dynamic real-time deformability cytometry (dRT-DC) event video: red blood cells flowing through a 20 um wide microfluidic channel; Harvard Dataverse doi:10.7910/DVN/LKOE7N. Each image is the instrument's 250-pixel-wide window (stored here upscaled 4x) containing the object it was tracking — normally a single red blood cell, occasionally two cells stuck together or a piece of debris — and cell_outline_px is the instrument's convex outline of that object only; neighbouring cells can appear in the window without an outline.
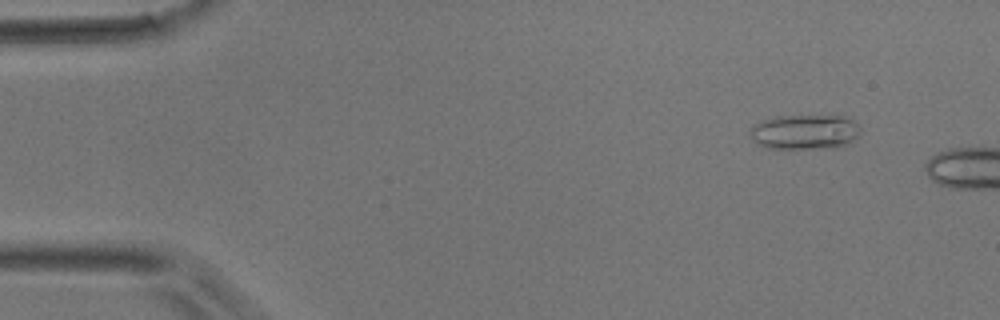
{"species": "common noctule bat (a hibernating species)", "species_latin": "Nyctalus noctula", "temperature_condition": "room temperature", "stored_images_in_passage": 10, "camera_frame_rate_fps": 3000, "um_per_image_px": 0.085, "animal": {"sex": "male", "body_mass_g": 17.9}, "frame": {"image": 1, "passage_image": 5, "time_ms": 1.333, "image_size_px": [1000, 320], "cell_outline_px": [[860, 136], [848, 144], [836, 148], [768, 148], [756, 144], [748, 136], [752, 124], [776, 116], [848, 116], [860, 128]], "centroid_in_image_um": [68.4, 11.22], "position_along_channel_um": 16.6, "area_um2": 22.77}}